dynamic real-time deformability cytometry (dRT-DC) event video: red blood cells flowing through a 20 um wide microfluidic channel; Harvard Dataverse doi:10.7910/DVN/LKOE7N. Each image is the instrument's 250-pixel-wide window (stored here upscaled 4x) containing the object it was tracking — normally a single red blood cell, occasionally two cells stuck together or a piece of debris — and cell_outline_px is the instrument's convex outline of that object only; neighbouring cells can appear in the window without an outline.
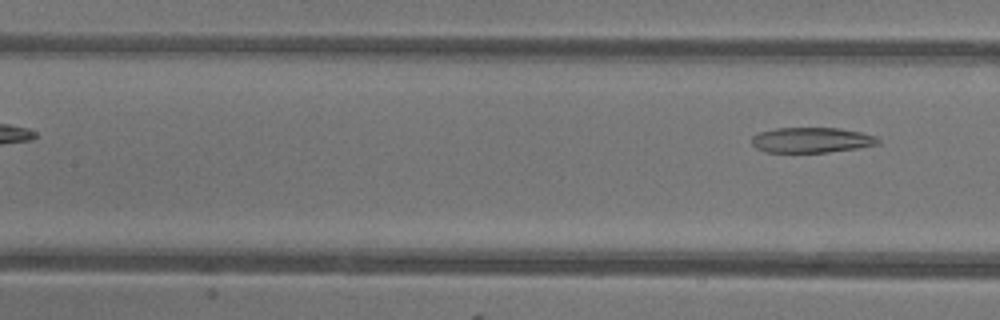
{"species": "common noctule bat (a hibernating species)", "species_latin": "Nyctalus noctula", "temperature_condition": "warm", "stored_images_in_passage": 5, "segment_of_instrument_passage": [2, 2], "camera_frame_rate_fps": 3000, "um_per_image_px": 0.085, "animal": {"sex": "female"}, "frame": {"image": 1, "passage_image": 5, "time_ms": 4.667, "image_size_px": [1000, 320], "cell_outline_px": [[880, 144], [856, 148], [828, 152], [764, 152], [756, 148], [752, 144], [752, 136], [760, 132], [776, 128], [840, 128], [860, 132], [876, 136], [880, 140]], "centroid_in_image_um": [68.98, 11.9], "position_along_channel_um": 138.4, "area_um2": 18.61}}